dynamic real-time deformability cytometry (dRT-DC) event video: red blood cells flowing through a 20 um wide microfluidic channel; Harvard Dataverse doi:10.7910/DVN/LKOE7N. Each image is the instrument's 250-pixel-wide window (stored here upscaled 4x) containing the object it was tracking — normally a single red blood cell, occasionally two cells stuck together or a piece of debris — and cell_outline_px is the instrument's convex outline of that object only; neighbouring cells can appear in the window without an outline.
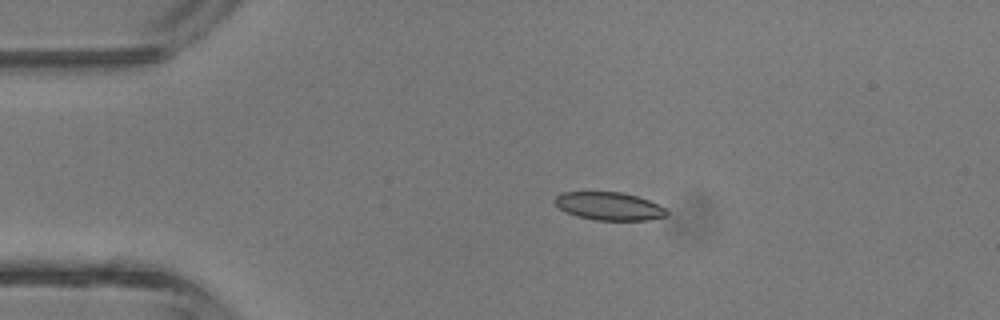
{"species": "common noctule bat (a hibernating species)", "species_latin": "Nyctalus noctula", "temperature_condition": "room temperature", "stored_images_in_passage": 3, "camera_frame_rate_fps": 3000, "um_per_image_px": 0.085, "animal": {"sex": "male", "body_mass_g": 13.3}, "frame": {"image": 1, "passage_image": 2, "time_ms": 1.333, "image_size_px": [1000, 320], "cell_outline_px": [[668, 216], [648, 220], [596, 220], [576, 216], [564, 212], [552, 200], [560, 192], [620, 192], [636, 196], [648, 200], [664, 208], [668, 212]], "centroid_in_image_um": [51.73, 17.53], "position_along_channel_um": 33.3, "area_um2": 18.26}}